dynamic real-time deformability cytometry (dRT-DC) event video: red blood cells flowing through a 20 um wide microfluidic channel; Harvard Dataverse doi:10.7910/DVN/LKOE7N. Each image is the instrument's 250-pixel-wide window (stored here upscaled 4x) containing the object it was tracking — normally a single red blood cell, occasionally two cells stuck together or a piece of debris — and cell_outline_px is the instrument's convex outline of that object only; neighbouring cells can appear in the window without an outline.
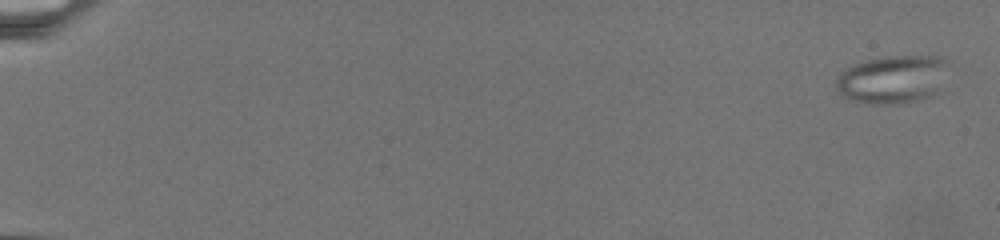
{"species": "common noctule bat (a hibernating species)", "species_latin": "Nyctalus noctula", "temperature_condition": "warm", "stored_images_in_passage": 58, "camera_frame_rate_fps": 3000, "um_per_image_px": 0.085, "animal": {"sex": "female", "body_mass_g": 19.5, "forearm_length_mm": 54.1}, "frame": {"image": 1, "passage_image": 1, "time_ms": 0.0, "image_size_px": [1000, 240], "cell_outline_px": [[952, 60], [940, 88], [932, 96], [916, 100], [892, 104], [876, 104], [852, 100], [840, 96], [836, 92], [836, 80], [840, 72], [856, 64], [868, 60], [884, 56], [944, 56]], "centroid_in_image_um": [75.92, 6.73], "position_along_channel_um": 9.1, "area_um2": 31.91}}
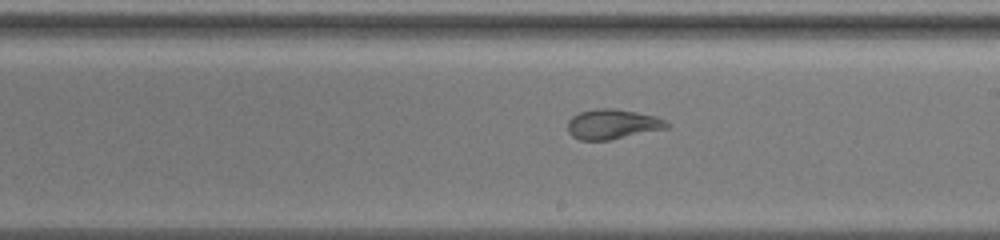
{"frame": {"image": 2, "passage_image": 30, "time_ms": 15.0, "image_size_px": [1000, 240], "cell_outline_px": [[672, 124], [668, 128], [608, 140], [580, 140], [572, 136], [568, 132], [568, 120], [572, 116], [580, 112], [596, 108], [616, 108], [656, 116]], "centroid_in_image_um": [52.06, 10.55], "position_along_channel_um": 236.9, "area_um2": 17.34}}
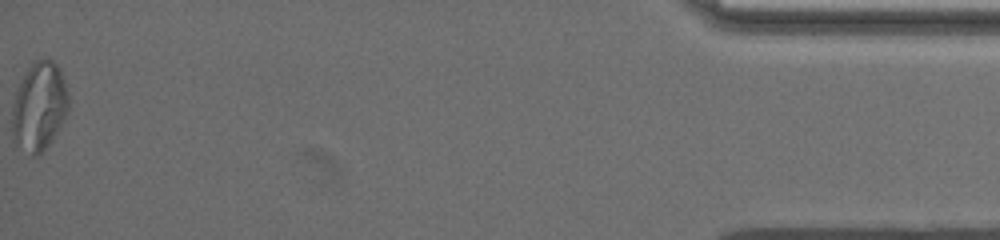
{"frame": {"image": 3, "passage_image": 58, "time_ms": 24.667, "image_size_px": [1000, 240], "cell_outline_px": [[68, 112], [64, 120], [52, 140], [36, 156], [32, 156], [12, 140], [12, 108], [16, 92], [32, 60], [52, 60], [60, 68], [68, 96]], "centroid_in_image_um": [3.33, 9.06], "position_along_channel_um": 431.9, "area_um2": 28.84}}